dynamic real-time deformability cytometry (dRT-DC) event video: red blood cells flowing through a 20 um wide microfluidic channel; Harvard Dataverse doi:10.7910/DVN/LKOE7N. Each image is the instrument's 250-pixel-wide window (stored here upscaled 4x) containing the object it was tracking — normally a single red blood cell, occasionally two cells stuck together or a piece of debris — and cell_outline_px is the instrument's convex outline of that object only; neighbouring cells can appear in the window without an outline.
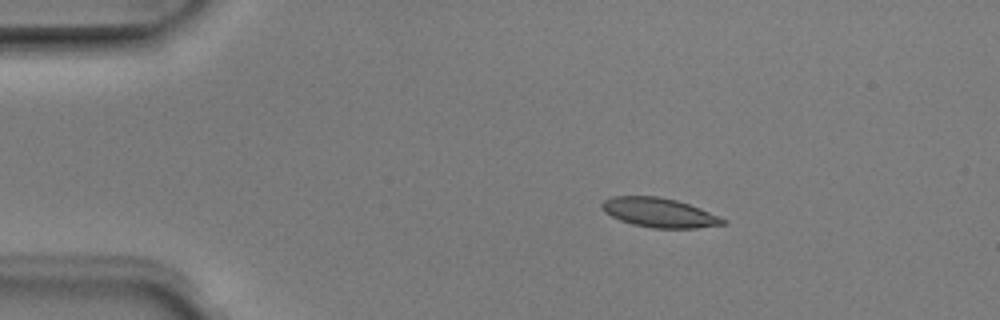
{"species": "Egyptian fruit bat (a non-hibernating species)", "species_latin": "Rousettus aegyptiacus", "temperature_condition": "room temperature", "stored_images_in_passage": 5, "camera_frame_rate_fps": 3000, "um_per_image_px": 0.085, "animal": {"sex": "male"}, "frame": {"image": 1, "passage_image": 2, "time_ms": 0.333, "image_size_px": [1000, 320], "cell_outline_px": [[728, 220], [724, 224], [696, 228], [652, 228], [632, 224], [620, 220], [604, 212], [600, 208], [600, 204], [604, 200], [612, 196], [656, 196], [676, 200], [700, 208]], "centroid_in_image_um": [56.0, 18.07], "position_along_channel_um": 29.0, "area_um2": 20.69}}
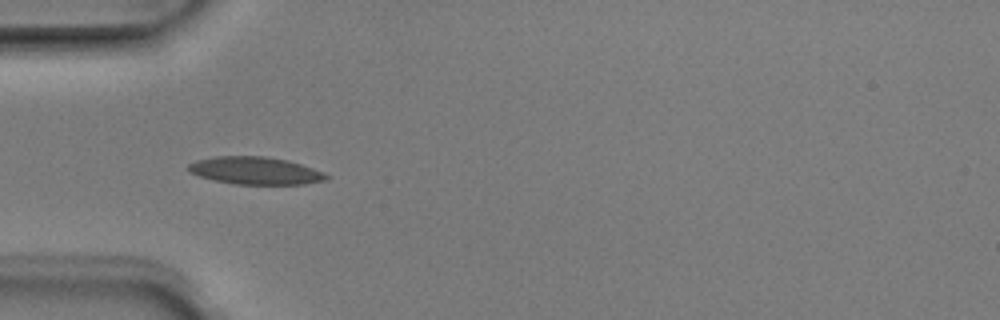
{"frame": {"image": 2, "passage_image": 4, "time_ms": 1.0, "image_size_px": [1000, 320], "cell_outline_px": [[328, 176], [324, 180], [304, 184], [236, 184], [212, 180], [188, 172], [188, 164], [196, 160], [216, 156], [264, 156], [288, 160], [324, 172]], "centroid_in_image_um": [21.66, 14.5], "position_along_channel_um": 63.3, "area_um2": 22.02}}
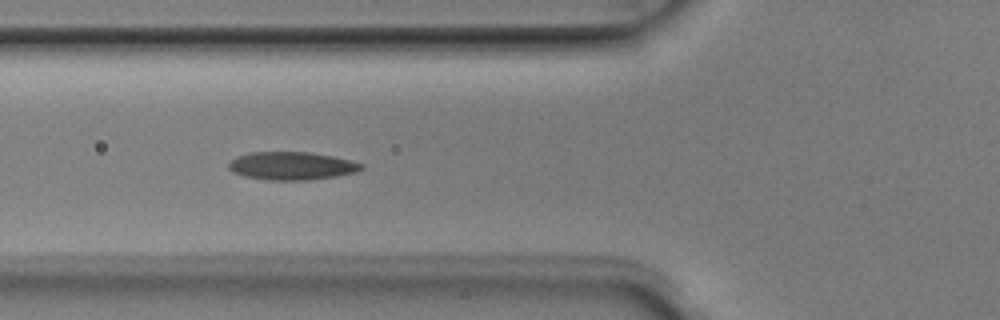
{"frame": {"image": 3, "passage_image": 5, "time_ms": 1.333, "image_size_px": [1000, 320], "cell_outline_px": [[364, 168], [356, 172], [336, 176], [312, 180], [264, 180], [244, 176], [232, 172], [228, 168], [228, 164], [236, 156], [248, 152], [312, 152], [352, 160], [364, 164]], "centroid_in_image_um": [24.8, 14.1], "position_along_channel_um": 101.0, "area_um2": 21.96}}